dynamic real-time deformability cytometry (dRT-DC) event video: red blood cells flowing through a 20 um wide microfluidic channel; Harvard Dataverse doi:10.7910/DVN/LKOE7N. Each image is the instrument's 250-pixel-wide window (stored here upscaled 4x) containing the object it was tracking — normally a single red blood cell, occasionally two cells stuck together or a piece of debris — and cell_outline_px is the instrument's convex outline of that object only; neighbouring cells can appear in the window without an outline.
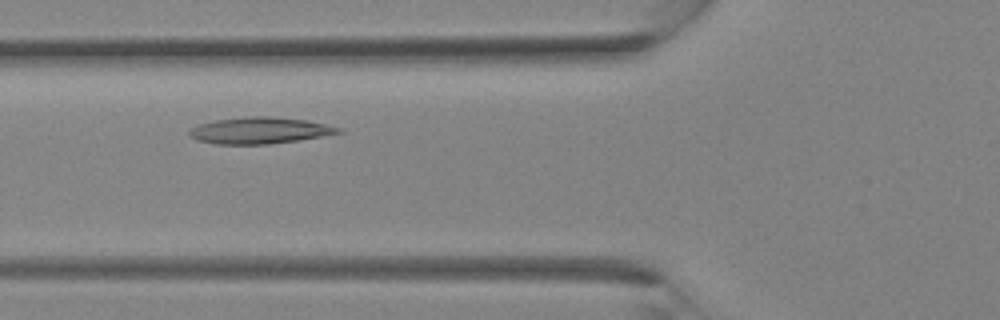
{"species": "Egyptian fruit bat (a non-hibernating species)", "species_latin": "Rousettus aegyptiacus", "temperature_condition": "room temperature", "stored_images_in_passage": 30, "camera_frame_rate_fps": 3000, "um_per_image_px": 0.085, "animal": {"sex": "female"}, "frame": {"image": 1, "passage_image": 8, "time_ms": 2.333, "image_size_px": [1000, 320], "cell_outline_px": [[344, 132], [300, 140], [268, 144], [216, 144], [196, 140], [188, 132], [192, 128], [200, 124], [216, 120], [248, 116], [268, 116], [308, 120], [340, 128]], "centroid_in_image_um": [22.09, 11.09], "position_along_channel_um": 103.7, "area_um2": 22.83}}
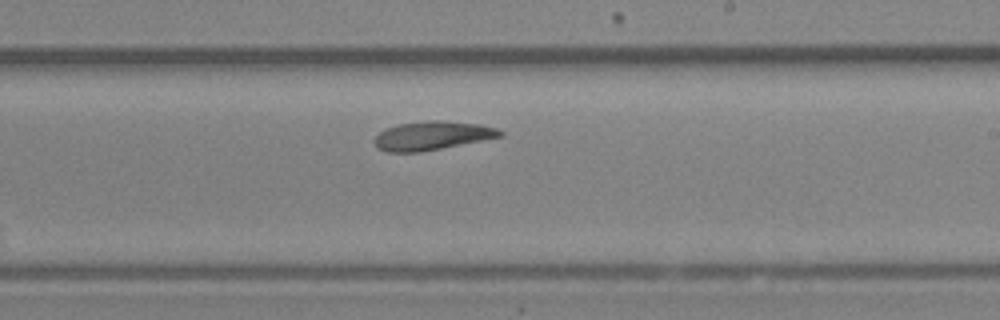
{"frame": {"image": 2, "passage_image": 16, "time_ms": 5.0, "image_size_px": [1000, 320], "cell_outline_px": [[504, 136], [420, 152], [388, 152], [376, 148], [372, 140], [384, 128], [396, 124], [428, 120], [440, 120], [480, 124], [496, 128], [504, 132]], "centroid_in_image_um": [36.69, 11.52], "position_along_channel_um": 252.3, "area_um2": 21.21}}
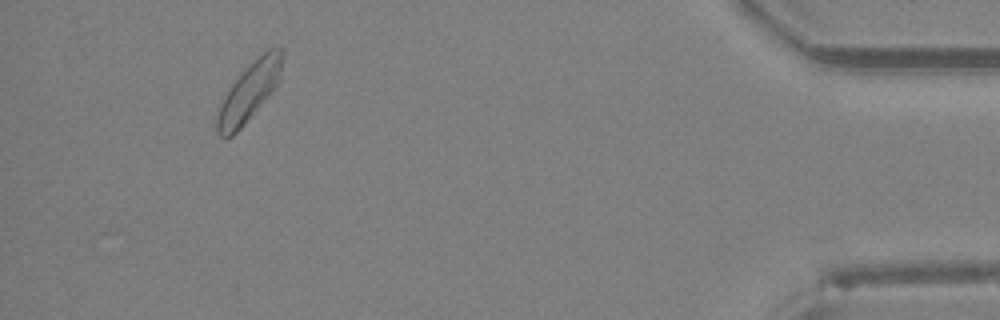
{"frame": {"image": 3, "passage_image": 28, "time_ms": 9.0, "image_size_px": [1000, 320], "cell_outline_px": [[284, 56], [280, 84], [244, 124], [232, 136], [224, 140], [216, 132], [216, 116], [220, 104], [224, 96], [232, 84], [252, 60], [268, 48], [280, 48], [284, 52]], "centroid_in_image_um": [21.21, 7.79], "position_along_channel_um": 414.0, "area_um2": 22.66}}